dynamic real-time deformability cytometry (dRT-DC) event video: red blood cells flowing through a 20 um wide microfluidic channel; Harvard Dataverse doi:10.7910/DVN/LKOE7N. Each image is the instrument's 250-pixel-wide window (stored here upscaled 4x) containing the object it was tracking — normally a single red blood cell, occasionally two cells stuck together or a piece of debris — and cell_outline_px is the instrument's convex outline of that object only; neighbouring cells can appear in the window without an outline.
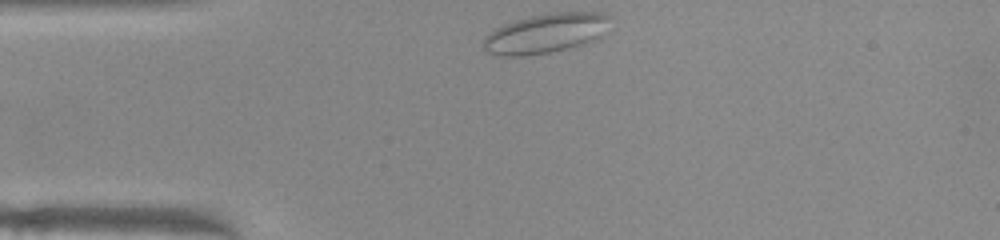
{"species": "common noctule bat (a hibernating species)", "species_latin": "Nyctalus noctula", "temperature_condition": "warm", "stored_images_in_passage": 31, "camera_frame_rate_fps": 3000, "um_per_image_px": 0.085, "animal": {"sex": "female", "body_mass_g": 22.0, "forearm_length_mm": 56.7}, "frame": {"image": 1, "passage_image": 1, "time_ms": 0.0, "image_size_px": [1000, 240], "cell_outline_px": [[612, 16], [600, 36], [596, 40], [588, 44], [572, 48], [548, 52], [520, 56], [500, 56], [488, 52], [484, 48], [484, 36], [496, 28], [504, 24], [528, 16], [556, 12], [608, 12]], "centroid_in_image_um": [46.43, 2.82], "position_along_channel_um": 38.6, "area_um2": 29.42}}
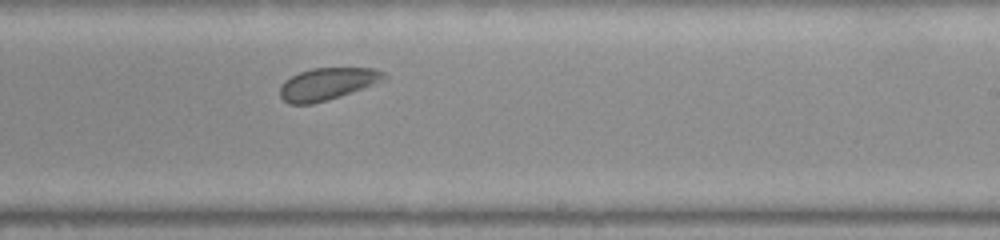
{"frame": {"image": 2, "passage_image": 20, "time_ms": 6.333, "image_size_px": [1000, 240], "cell_outline_px": [[388, 80], [352, 92], [312, 104], [288, 104], [280, 96], [280, 88], [284, 80], [300, 72], [312, 68], [376, 68], [384, 72], [388, 76]], "centroid_in_image_um": [27.87, 7.12], "position_along_channel_um": 261.1, "area_um2": 19.59}}
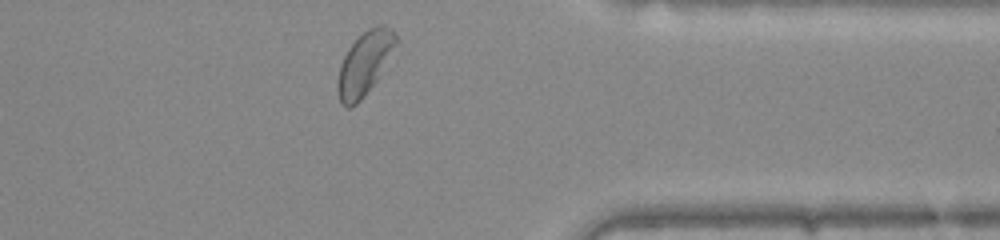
{"frame": {"image": 3, "passage_image": 30, "time_ms": 9.667, "image_size_px": [1000, 240], "cell_outline_px": [[400, 40], [376, 80], [360, 100], [356, 104], [348, 108], [340, 100], [336, 88], [336, 84], [340, 64], [348, 48], [368, 28], [380, 24], [384, 24], [392, 28], [396, 32]], "centroid_in_image_um": [31.02, 5.34], "position_along_channel_um": 380.4, "area_um2": 21.39}}